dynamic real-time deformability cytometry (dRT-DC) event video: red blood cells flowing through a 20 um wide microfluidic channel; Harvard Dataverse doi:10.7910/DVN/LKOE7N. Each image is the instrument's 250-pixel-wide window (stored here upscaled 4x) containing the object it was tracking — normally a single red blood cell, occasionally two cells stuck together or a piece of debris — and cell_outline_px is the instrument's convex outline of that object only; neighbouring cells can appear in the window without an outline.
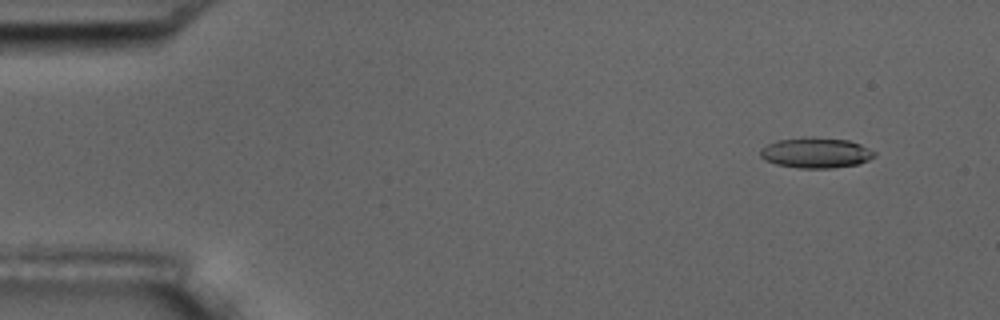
{"species": "common noctule bat (a hibernating species)", "species_latin": "Nyctalus noctula", "temperature_condition": "room temperature", "stored_images_in_passage": 4, "camera_frame_rate_fps": 3000, "um_per_image_px": 0.085, "animal": {"sex": "male", "body_mass_g": 17.5, "forearm_length_mm": 52.3}, "frame": {"image": 1, "passage_image": 1, "time_ms": 0.0, "image_size_px": [1000, 320], "cell_outline_px": [[876, 156], [868, 160], [856, 164], [832, 168], [800, 168], [776, 164], [764, 160], [760, 156], [760, 148], [776, 140], [812, 136], [848, 140], [860, 144], [876, 152]], "centroid_in_image_um": [69.33, 12.98], "position_along_channel_um": 15.7, "area_um2": 20.35}}
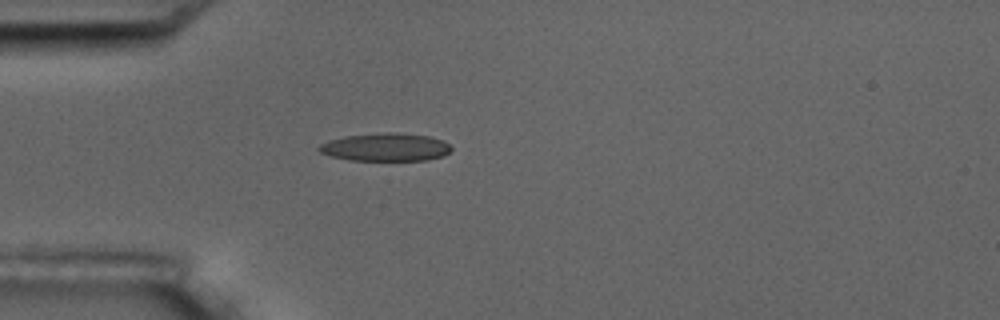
{"frame": {"image": 2, "passage_image": 4, "time_ms": 3.667, "image_size_px": [1000, 320], "cell_outline_px": [[452, 148], [444, 156], [428, 160], [348, 160], [332, 156], [320, 152], [316, 148], [320, 144], [328, 140], [344, 136], [388, 132], [396, 132], [428, 136], [444, 140]], "centroid_in_image_um": [32.77, 12.5], "position_along_channel_um": 52.2, "area_um2": 21.62}}